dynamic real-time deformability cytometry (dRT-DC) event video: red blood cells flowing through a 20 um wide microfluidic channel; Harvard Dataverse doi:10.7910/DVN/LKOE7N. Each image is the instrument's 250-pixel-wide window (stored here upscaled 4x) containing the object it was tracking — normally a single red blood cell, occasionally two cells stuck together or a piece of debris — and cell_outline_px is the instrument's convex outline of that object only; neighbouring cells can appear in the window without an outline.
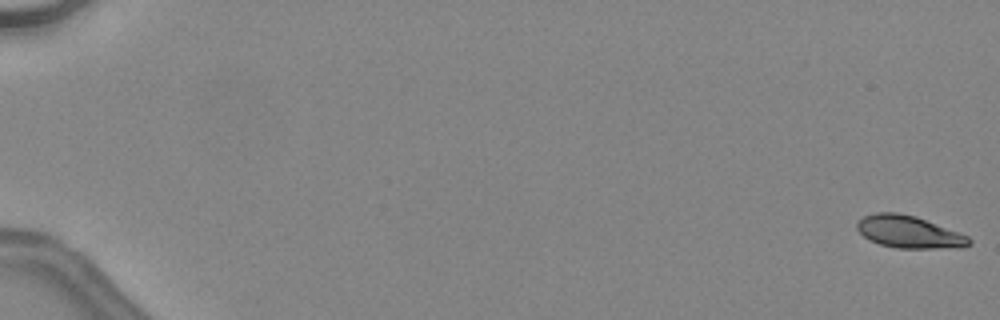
{"species": "common noctule bat (a hibernating species)", "species_latin": "Nyctalus noctula", "temperature_condition": "warm", "stored_images_in_passage": 19, "camera_frame_rate_fps": 3000, "um_per_image_px": 0.085, "animal": {"sex": "female", "body_mass_g": 24.6, "forearm_length_mm": 56.2}, "frame": {"image": 1, "passage_image": 1, "time_ms": 0.0, "image_size_px": [1000, 320], "cell_outline_px": [[972, 244], [964, 248], [896, 248], [880, 244], [868, 240], [856, 228], [856, 224], [864, 216], [876, 212], [896, 212], [916, 216], [960, 232], [968, 236], [972, 240]], "centroid_in_image_um": [77.31, 19.72], "position_along_channel_um": 7.7, "area_um2": 21.33}}